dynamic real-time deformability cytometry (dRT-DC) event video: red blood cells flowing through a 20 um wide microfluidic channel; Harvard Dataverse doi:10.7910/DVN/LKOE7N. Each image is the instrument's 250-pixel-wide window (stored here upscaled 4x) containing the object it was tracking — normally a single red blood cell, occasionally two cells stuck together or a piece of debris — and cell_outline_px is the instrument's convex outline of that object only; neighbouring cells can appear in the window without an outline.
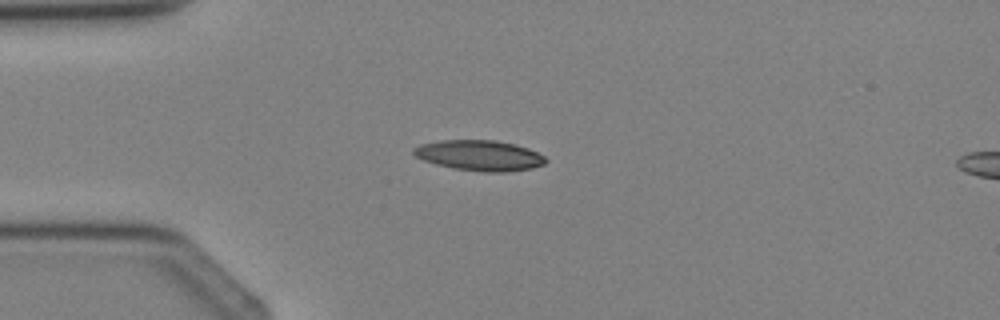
{"species": "Egyptian fruit bat (a non-hibernating species)", "species_latin": "Rousettus aegyptiacus", "temperature_condition": "cold", "stored_images_in_passage": 3, "camera_frame_rate_fps": 3000, "um_per_image_px": 0.085, "animal": {"sex": "female"}, "frame": {"image": 1, "passage_image": 2, "time_ms": 1.333, "image_size_px": [1000, 320], "cell_outline_px": [[548, 160], [544, 164], [532, 168], [508, 172], [484, 172], [452, 168], [436, 164], [424, 160], [416, 156], [412, 152], [412, 148], [420, 144], [440, 140], [496, 140], [516, 144], [528, 148], [544, 156]], "centroid_in_image_um": [40.76, 13.21], "position_along_channel_um": 44.2, "area_um2": 23.58}}